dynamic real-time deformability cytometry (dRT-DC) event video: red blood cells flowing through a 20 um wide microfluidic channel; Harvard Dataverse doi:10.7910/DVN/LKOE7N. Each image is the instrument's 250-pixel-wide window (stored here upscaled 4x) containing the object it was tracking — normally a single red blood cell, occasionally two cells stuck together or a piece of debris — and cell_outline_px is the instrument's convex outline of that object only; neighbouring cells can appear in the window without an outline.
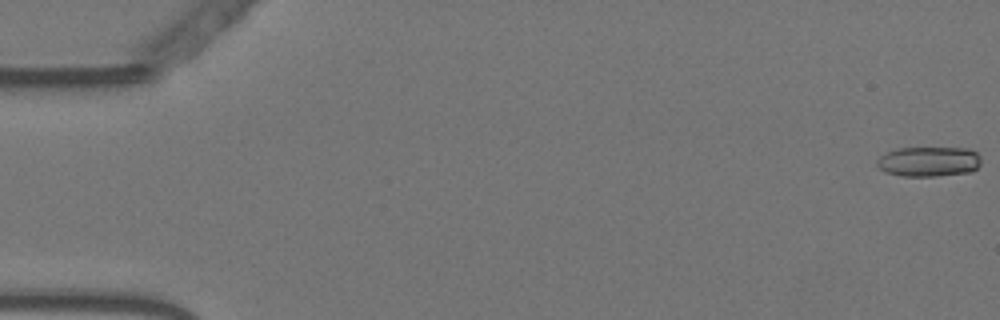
{"species": "Egyptian fruit bat (a non-hibernating species)", "species_latin": "Rousettus aegyptiacus", "temperature_condition": "warm", "stored_images_in_passage": 47, "camera_frame_rate_fps": 3000, "um_per_image_px": 0.085, "animal": {"sex": "female"}, "frame": {"image": 1, "passage_image": 1, "time_ms": 0.0, "image_size_px": [1000, 320], "cell_outline_px": [[980, 164], [972, 172], [936, 176], [904, 176], [884, 172], [876, 164], [876, 160], [880, 156], [896, 148], [968, 148], [976, 152], [980, 156]], "centroid_in_image_um": [78.95, 13.73], "position_along_channel_um": 6.1, "area_um2": 18.26}}
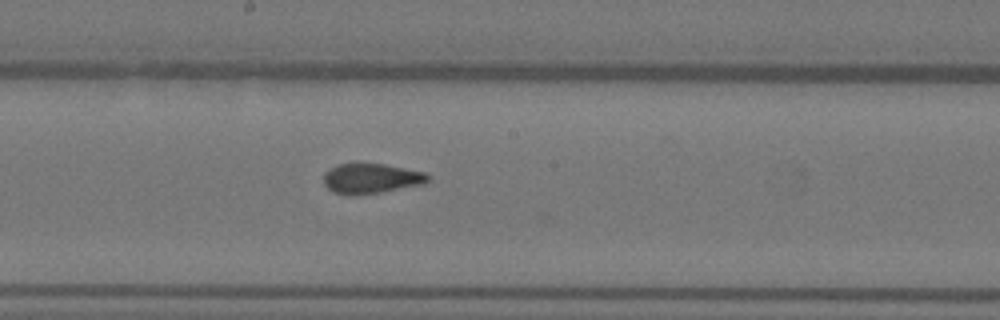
{"frame": {"image": 2, "passage_image": 31, "time_ms": 10.0, "image_size_px": [1000, 320], "cell_outline_px": [[432, 180], [424, 184], [380, 192], [356, 196], [348, 196], [332, 192], [324, 184], [324, 172], [340, 164], [356, 160], [384, 164], [424, 172], [432, 176]], "centroid_in_image_um": [31.54, 15.15], "position_along_channel_um": 216.7, "area_um2": 19.02}}
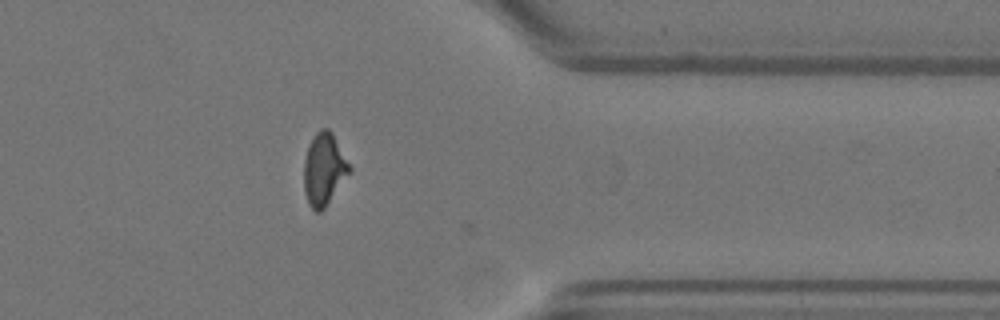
{"frame": {"image": 3, "passage_image": 46, "time_ms": 15.0, "image_size_px": [1000, 320], "cell_outline_px": [[352, 168], [324, 208], [320, 212], [316, 212], [308, 204], [304, 192], [304, 160], [308, 148], [316, 132], [320, 128], [328, 128], [332, 132]], "centroid_in_image_um": [27.53, 14.38], "position_along_channel_um": 383.9, "area_um2": 18.84}, "authors_computed_cell_mechanics": {"area_um2": 18.6116, "velocity_mm_per_s": 3.601, "shape_relaxation_time_tau1_ms": null, "shape_relaxation_time_tau2_ms": 1.1588, "deformation_change_tau1": null, "deformation_change_tau2": 0.0548}}